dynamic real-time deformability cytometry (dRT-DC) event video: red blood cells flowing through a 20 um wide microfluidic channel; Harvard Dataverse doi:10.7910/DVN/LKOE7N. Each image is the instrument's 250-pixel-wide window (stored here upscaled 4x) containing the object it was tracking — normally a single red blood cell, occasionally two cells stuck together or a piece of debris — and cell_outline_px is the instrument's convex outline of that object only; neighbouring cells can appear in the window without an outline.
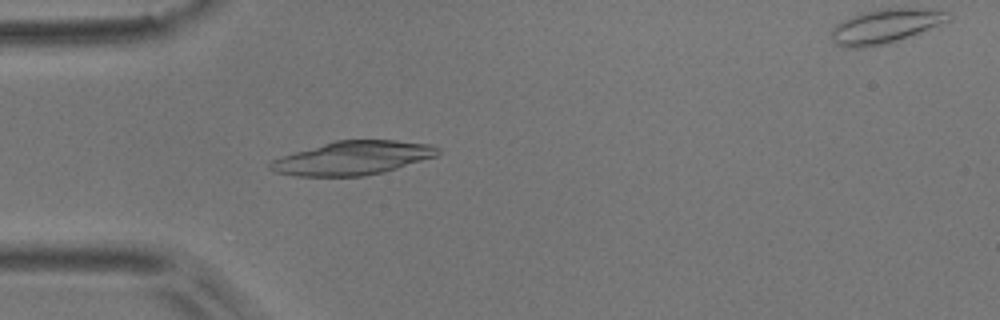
{"species": "common noctule bat (a hibernating species)", "species_latin": "Nyctalus noctula", "temperature_condition": "room temperature", "stored_images_in_passage": 6, "camera_frame_rate_fps": 3000, "um_per_image_px": 0.085, "animal": {"sex": "male", "body_mass_g": 17.9}, "frame": {"image": 1, "passage_image": 5, "time_ms": 1.333, "image_size_px": [1000, 320], "cell_outline_px": [[440, 152], [436, 156], [384, 172], [364, 176], [296, 176], [276, 172], [268, 168], [268, 164], [272, 160], [296, 152], [336, 140], [396, 140], [432, 144], [440, 148]], "centroid_in_image_um": [30.03, 13.43], "position_along_channel_um": 55.0, "area_um2": 32.66}}